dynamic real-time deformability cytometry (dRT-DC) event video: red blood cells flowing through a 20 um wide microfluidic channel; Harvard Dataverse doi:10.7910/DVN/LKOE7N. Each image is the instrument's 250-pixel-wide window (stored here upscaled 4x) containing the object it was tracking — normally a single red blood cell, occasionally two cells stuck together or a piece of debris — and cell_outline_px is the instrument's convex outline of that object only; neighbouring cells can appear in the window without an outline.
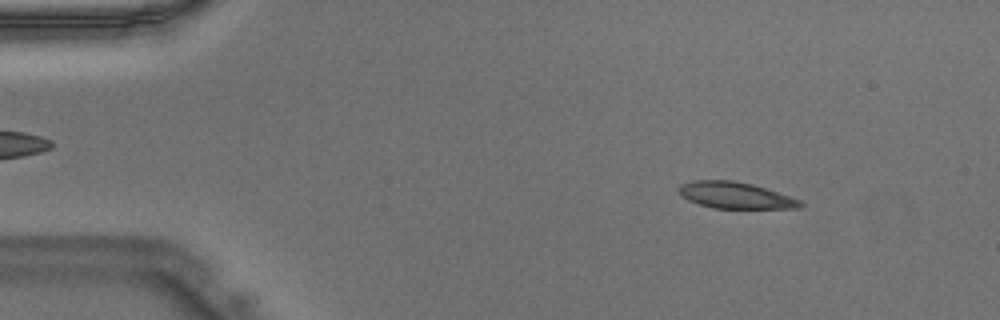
{"species": "Egyptian fruit bat (a non-hibernating species)", "species_latin": "Rousettus aegyptiacus", "temperature_condition": "warm", "stored_images_in_passage": 45, "camera_frame_rate_fps": 3000, "um_per_image_px": 0.085, "animal": {"sex": "male"}, "frame": {"image": 1, "passage_image": 5, "time_ms": 1.333, "image_size_px": [1000, 320], "cell_outline_px": [[804, 204], [800, 208], [712, 208], [688, 200], [676, 188], [680, 184], [692, 180], [732, 180], [752, 184], [800, 200]], "centroid_in_image_um": [62.47, 16.59], "position_along_channel_um": 22.5, "area_um2": 18.5}}
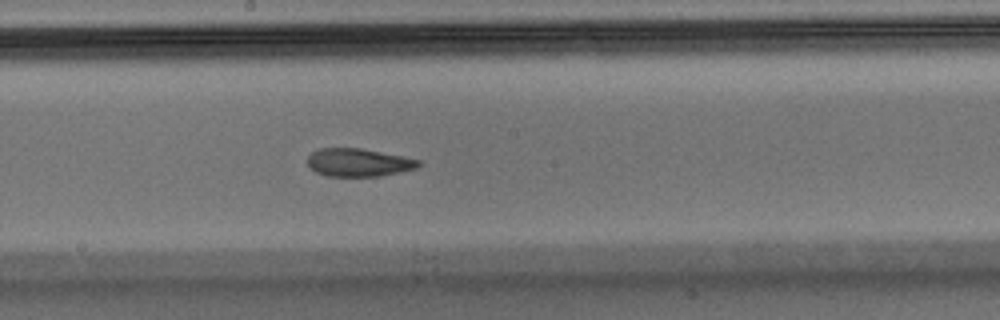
{"frame": {"image": 2, "passage_image": 24, "time_ms": 7.667, "image_size_px": [1000, 320], "cell_outline_px": [[420, 164], [416, 168], [380, 176], [328, 176], [316, 172], [308, 164], [308, 156], [312, 152], [320, 148], [360, 148], [420, 160]], "centroid_in_image_um": [30.44, 13.81], "position_along_channel_um": 217.8, "area_um2": 17.8}}
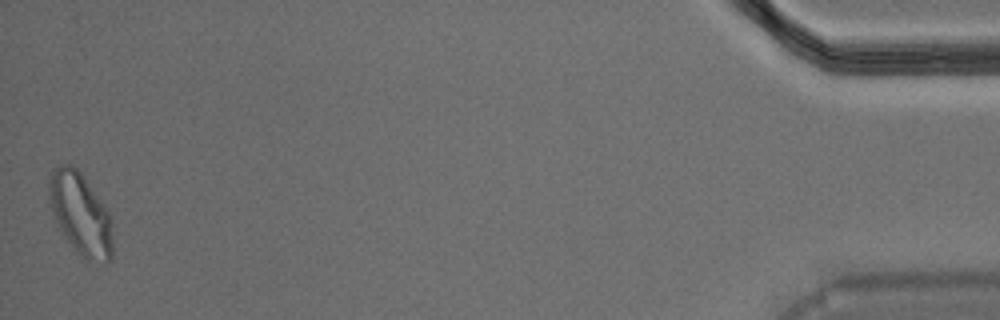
{"frame": {"image": 3, "passage_image": 45, "time_ms": 14.667, "image_size_px": [1000, 320], "cell_outline_px": [[112, 260], [84, 260], [68, 240], [60, 228], [48, 204], [48, 184], [52, 168], [60, 164], [72, 164], [84, 176], [104, 204], [112, 220]], "centroid_in_image_um": [6.83, 18.13], "position_along_channel_um": 428.4, "area_um2": 30.4}}